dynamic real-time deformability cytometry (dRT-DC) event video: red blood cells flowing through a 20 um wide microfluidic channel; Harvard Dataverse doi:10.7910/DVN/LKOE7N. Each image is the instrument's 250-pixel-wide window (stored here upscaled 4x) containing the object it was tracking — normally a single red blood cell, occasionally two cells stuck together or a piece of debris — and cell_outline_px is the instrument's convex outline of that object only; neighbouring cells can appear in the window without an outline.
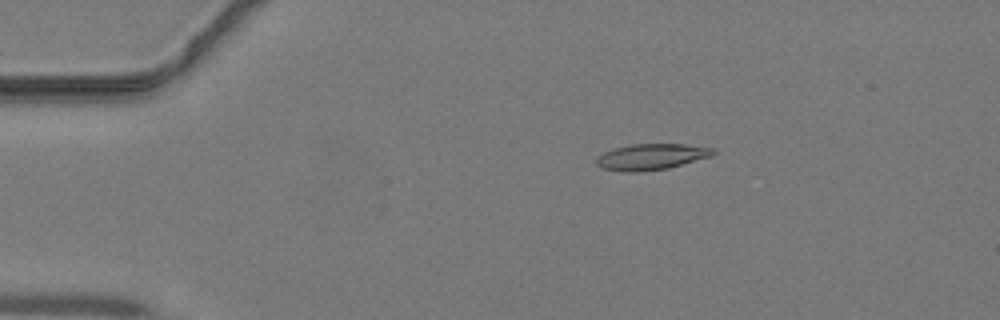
{"species": "common noctule bat (a hibernating species)", "species_latin": "Nyctalus noctula", "temperature_condition": "warm", "stored_images_in_passage": 41, "camera_frame_rate_fps": 3000, "um_per_image_px": 0.085, "animal": {"sex": "male", "body_mass_g": 19.2, "forearm_length_mm": 51.8}, "frame": {"image": 1, "passage_image": 5, "time_ms": 1.333, "image_size_px": [1000, 320], "cell_outline_px": [[716, 152], [712, 156], [668, 168], [640, 172], [620, 172], [604, 168], [596, 164], [596, 156], [604, 152], [616, 148], [632, 144], [688, 144], [716, 148]], "centroid_in_image_um": [55.39, 13.32], "position_along_channel_um": 29.6, "area_um2": 17.86}}
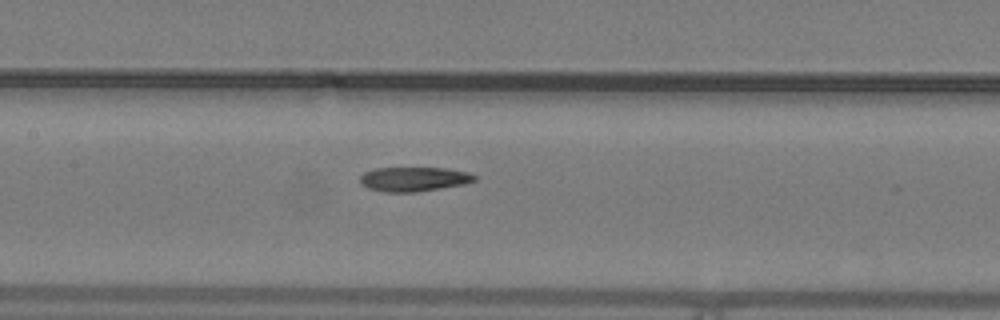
{"frame": {"image": 2, "passage_image": 18, "time_ms": 5.667, "image_size_px": [1000, 320], "cell_outline_px": [[476, 180], [464, 184], [416, 192], [384, 192], [368, 188], [360, 184], [360, 176], [364, 172], [376, 168], [444, 168], [468, 172], [476, 176]], "centroid_in_image_um": [35.15, 15.22], "position_along_channel_um": 172.3, "area_um2": 16.24}}
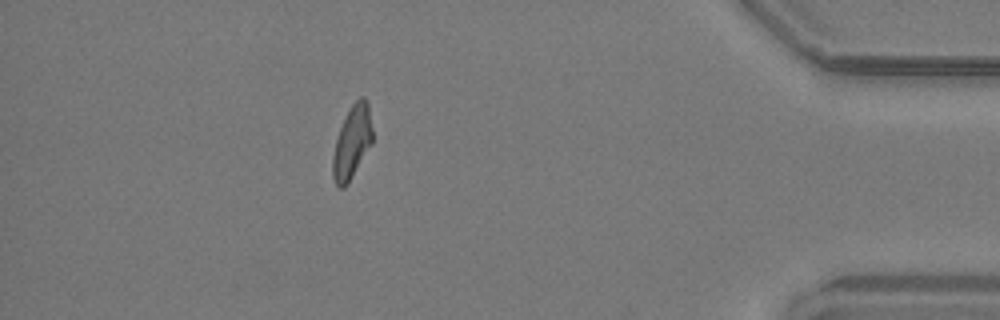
{"frame": {"image": 3, "passage_image": 36, "time_ms": 11.667, "image_size_px": [1000, 320], "cell_outline_px": [[372, 144], [348, 184], [344, 188], [340, 188], [336, 184], [332, 176], [332, 156], [336, 140], [340, 128], [352, 104], [360, 96], [364, 96], [368, 104], [372, 128]], "centroid_in_image_um": [29.92, 12.12], "position_along_channel_um": 405.3, "area_um2": 16.82}}